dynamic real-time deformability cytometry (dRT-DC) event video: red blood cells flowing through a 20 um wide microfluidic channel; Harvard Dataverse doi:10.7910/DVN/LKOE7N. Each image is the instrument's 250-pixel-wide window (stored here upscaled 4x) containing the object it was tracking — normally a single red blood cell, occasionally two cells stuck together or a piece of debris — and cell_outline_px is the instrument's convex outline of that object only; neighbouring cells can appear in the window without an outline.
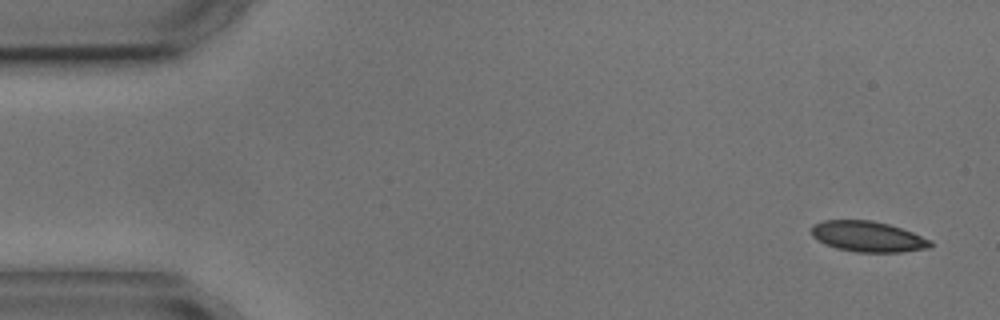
{"species": "common noctule bat (a hibernating species)", "species_latin": "Nyctalus noctula", "temperature_condition": "cold", "stored_images_in_passage": 6, "camera_frame_rate_fps": 3000, "um_per_image_px": 0.085, "animal": {"sex": "male", "body_mass_g": 17.9, "forearm_length_mm": 54.2}, "frame": {"image": 1, "passage_image": 1, "time_ms": 0.0, "image_size_px": [1000, 320], "cell_outline_px": [[932, 248], [900, 252], [856, 252], [836, 248], [824, 244], [812, 236], [812, 224], [824, 220], [872, 220], [888, 224], [912, 232], [932, 240]], "centroid_in_image_um": [73.77, 20.11], "position_along_channel_um": 11.2, "area_um2": 21.33}}
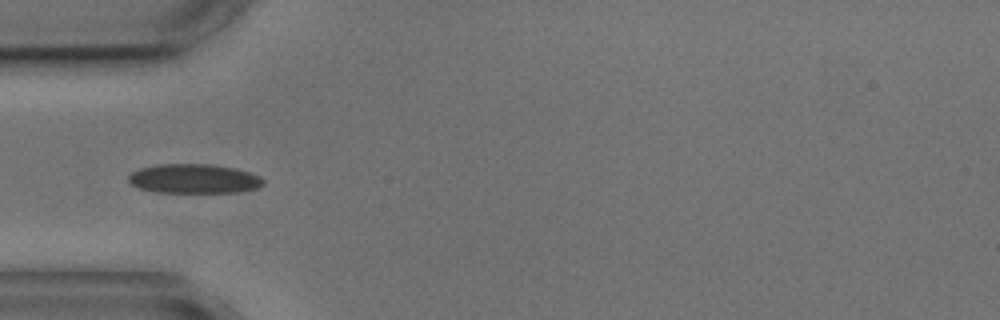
{"frame": {"image": 2, "passage_image": 4, "time_ms": 4.667, "image_size_px": [1000, 320], "cell_outline_px": [[264, 184], [256, 188], [236, 192], [160, 192], [140, 188], [132, 184], [128, 180], [128, 176], [132, 172], [140, 168], [156, 164], [208, 164], [236, 168], [260, 176], [264, 180]], "centroid_in_image_um": [16.49, 15.18], "position_along_channel_um": 68.5, "area_um2": 22.89}}